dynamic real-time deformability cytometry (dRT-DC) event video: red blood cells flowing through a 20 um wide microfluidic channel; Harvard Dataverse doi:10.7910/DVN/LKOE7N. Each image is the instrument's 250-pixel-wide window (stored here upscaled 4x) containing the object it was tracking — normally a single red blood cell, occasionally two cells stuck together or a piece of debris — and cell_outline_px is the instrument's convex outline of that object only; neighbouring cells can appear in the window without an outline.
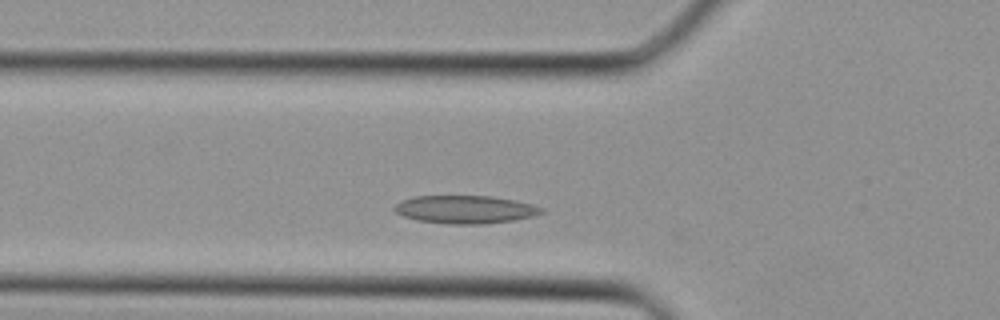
{"species": "Egyptian fruit bat (a non-hibernating species)", "species_latin": "Rousettus aegyptiacus", "temperature_condition": "cold", "stored_images_in_passage": 27, "camera_frame_rate_fps": 3000, "um_per_image_px": 0.085, "animal": {"sex": "female"}, "frame": {"image": 1, "passage_image": 4, "time_ms": 1.0, "image_size_px": [1000, 320], "cell_outline_px": [[544, 212], [532, 216], [512, 220], [484, 224], [448, 224], [416, 220], [404, 216], [396, 212], [392, 208], [400, 200], [412, 196], [492, 196], [516, 200], [532, 204], [544, 208]], "centroid_in_image_um": [39.52, 17.8], "position_along_channel_um": 86.3, "area_um2": 24.1}}
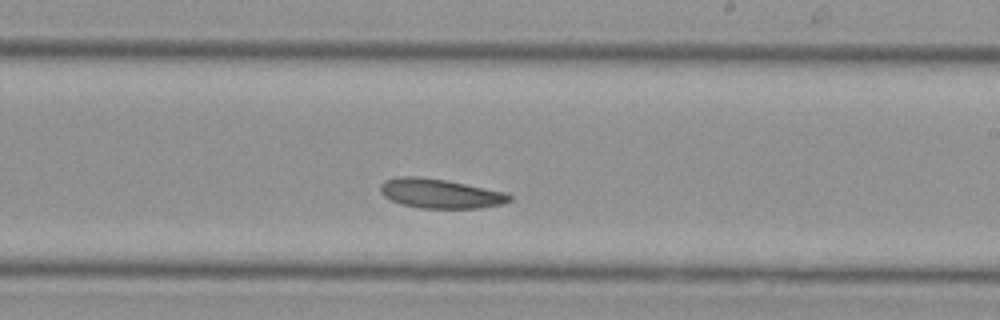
{"frame": {"image": 2, "passage_image": 13, "time_ms": 4.0, "image_size_px": [1000, 320], "cell_outline_px": [[512, 200], [500, 204], [480, 208], [420, 208], [400, 204], [384, 196], [380, 192], [380, 184], [384, 180], [400, 176], [420, 176], [444, 180], [508, 192], [512, 196]], "centroid_in_image_um": [37.41, 16.45], "position_along_channel_um": 251.6, "area_um2": 22.2}}
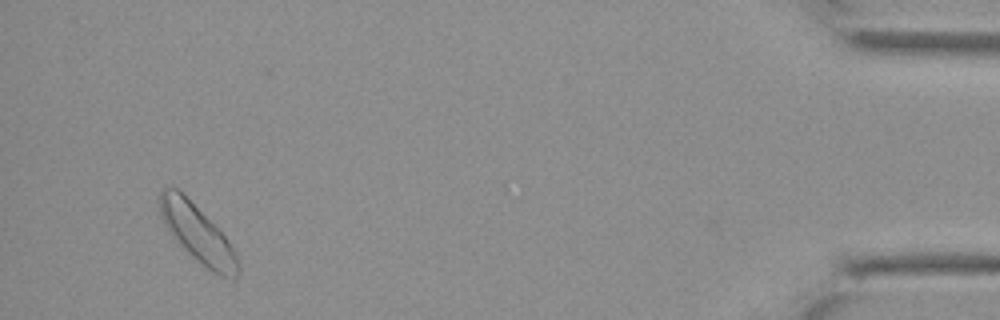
{"frame": {"image": 3, "passage_image": 26, "time_ms": 8.333, "image_size_px": [1000, 320], "cell_outline_px": [[240, 272], [236, 280], [232, 280], [220, 276], [212, 272], [192, 256], [172, 236], [164, 224], [160, 216], [160, 192], [164, 188], [176, 188], [228, 240], [236, 252], [240, 268]], "centroid_in_image_um": [16.83, 19.95], "position_along_channel_um": 418.4, "area_um2": 25.43}}